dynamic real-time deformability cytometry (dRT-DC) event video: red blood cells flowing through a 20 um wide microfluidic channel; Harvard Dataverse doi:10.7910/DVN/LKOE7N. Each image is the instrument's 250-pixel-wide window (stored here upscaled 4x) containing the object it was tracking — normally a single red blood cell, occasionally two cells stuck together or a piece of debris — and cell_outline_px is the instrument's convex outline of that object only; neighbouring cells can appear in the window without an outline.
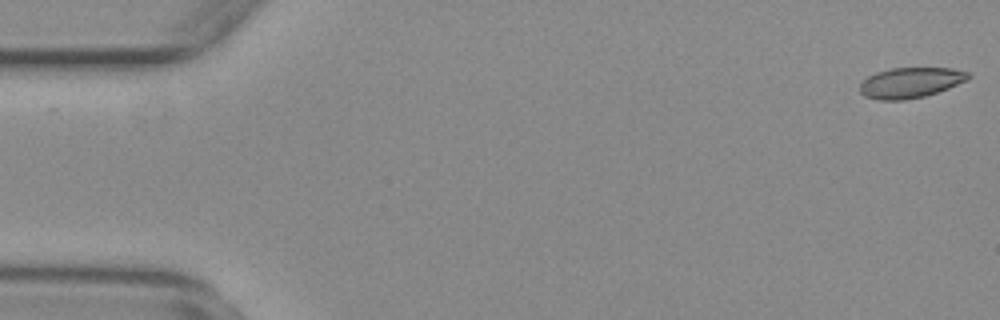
{"species": "common noctule bat (a hibernating species)", "species_latin": "Nyctalus noctula", "temperature_condition": "warm", "stored_images_in_passage": 55, "camera_frame_rate_fps": 3000, "um_per_image_px": 0.085, "animal": {"sex": "female", "body_mass_g": 29.2, "forearm_length_mm": 56.3}, "frame": {"image": 1, "passage_image": 1, "time_ms": 0.0, "image_size_px": [1000, 320], "cell_outline_px": [[972, 76], [968, 80], [948, 88], [924, 96], [904, 100], [880, 100], [864, 96], [860, 92], [860, 84], [868, 76], [876, 72], [892, 68], [952, 68], [968, 72]], "centroid_in_image_um": [77.4, 7.02], "position_along_channel_um": 7.6, "area_um2": 19.19}}
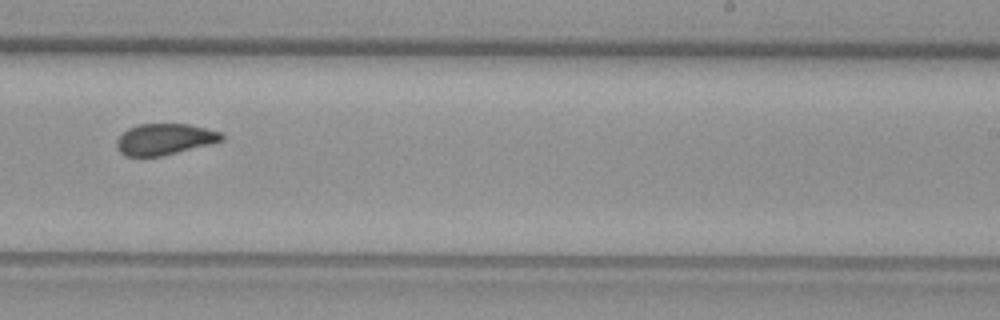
{"frame": {"image": 2, "passage_image": 34, "time_ms": 11.0, "image_size_px": [1000, 320], "cell_outline_px": [[224, 140], [212, 144], [164, 156], [124, 156], [116, 148], [116, 140], [128, 128], [140, 124], [188, 124], [220, 132], [224, 136]], "centroid_in_image_um": [13.99, 11.85], "position_along_channel_um": 275.0, "area_um2": 19.19}}
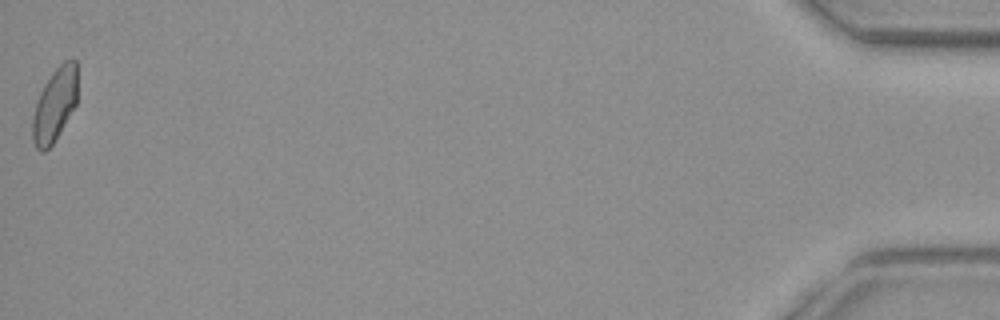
{"frame": {"image": 3, "passage_image": 55, "time_ms": 18.0, "image_size_px": [1000, 320], "cell_outline_px": [[76, 104], [60, 132], [52, 144], [44, 152], [40, 152], [36, 148], [32, 140], [32, 120], [36, 100], [44, 84], [52, 72], [64, 60], [76, 60]], "centroid_in_image_um": [4.62, 8.93], "position_along_channel_um": 430.6, "area_um2": 19.13}, "authors_computed_cell_mechanics": {"area_um2": 19.7098, "velocity_mm_per_s": 3.738, "shape_relaxation_time_tau1_ms": null, "shape_relaxation_time_tau2_ms": 1.4667, "deformation_change_tau1": null, "deformation_change_tau2": 0.0682}}